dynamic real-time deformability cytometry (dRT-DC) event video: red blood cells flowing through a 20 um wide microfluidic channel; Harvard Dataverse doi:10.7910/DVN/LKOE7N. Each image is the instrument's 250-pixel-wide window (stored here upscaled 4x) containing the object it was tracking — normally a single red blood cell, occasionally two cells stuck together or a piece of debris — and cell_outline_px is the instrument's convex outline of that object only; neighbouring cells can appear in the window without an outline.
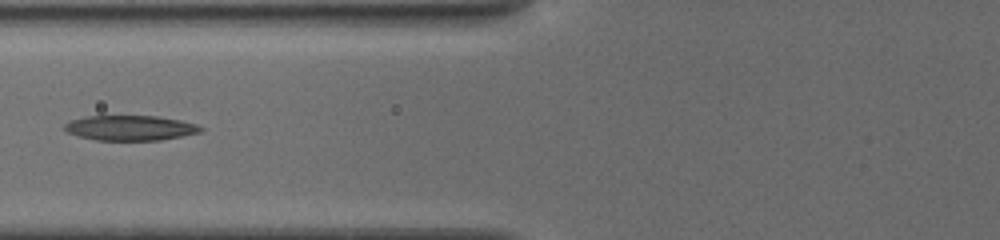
{"species": "common noctule bat (a hibernating species)", "species_latin": "Nyctalus noctula", "temperature_condition": "cold", "stored_images_in_passage": 14, "camera_frame_rate_fps": 3000, "um_per_image_px": 0.085, "animal": {"sex": "female", "body_mass_g": 19.5, "forearm_length_mm": 54.1}, "frame": {"image": 1, "passage_image": 4, "time_ms": 1.333, "image_size_px": [1000, 240], "cell_outline_px": [[204, 128], [200, 132], [184, 136], [160, 140], [96, 140], [80, 136], [68, 132], [64, 128], [64, 124], [72, 120], [84, 116], [156, 116], [180, 120], [196, 124]], "centroid_in_image_um": [11.09, 10.87], "position_along_channel_um": 114.7, "area_um2": 19.77}}
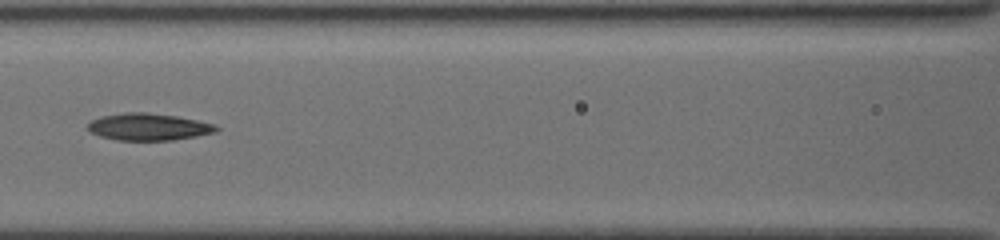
{"frame": {"image": 2, "passage_image": 8, "time_ms": 2.333, "image_size_px": [1000, 240], "cell_outline_px": [[220, 128], [216, 132], [196, 136], [172, 140], [116, 140], [100, 136], [92, 132], [88, 128], [88, 124], [92, 120], [100, 116], [124, 112], [148, 112], [176, 116], [216, 124]], "centroid_in_image_um": [12.64, 10.77], "position_along_channel_um": 154.0, "area_um2": 20.23}}
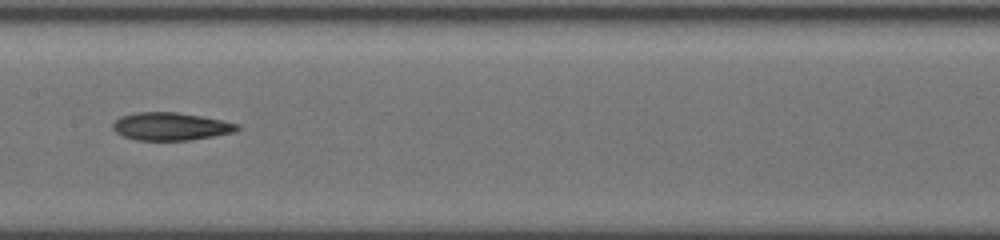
{"frame": {"image": 3, "passage_image": 13, "time_ms": 3.333, "image_size_px": [1000, 240], "cell_outline_px": [[240, 128], [236, 132], [188, 140], [136, 140], [124, 136], [116, 132], [112, 128], [112, 124], [120, 116], [136, 112], [176, 112], [200, 116], [240, 124]], "centroid_in_image_um": [14.5, 10.74], "position_along_channel_um": 192.9, "area_um2": 20.06}}